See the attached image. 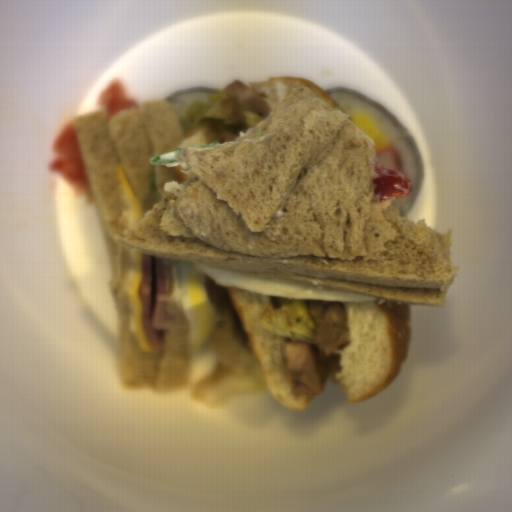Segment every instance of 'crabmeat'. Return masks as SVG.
<instances>
[{"instance_id": "1", "label": "crabmeat", "mask_w": 512, "mask_h": 512, "mask_svg": "<svg viewBox=\"0 0 512 512\" xmlns=\"http://www.w3.org/2000/svg\"><path fill=\"white\" fill-rule=\"evenodd\" d=\"M377 159L385 168H397L402 171L394 149H385L376 154Z\"/></svg>"}]
</instances>
